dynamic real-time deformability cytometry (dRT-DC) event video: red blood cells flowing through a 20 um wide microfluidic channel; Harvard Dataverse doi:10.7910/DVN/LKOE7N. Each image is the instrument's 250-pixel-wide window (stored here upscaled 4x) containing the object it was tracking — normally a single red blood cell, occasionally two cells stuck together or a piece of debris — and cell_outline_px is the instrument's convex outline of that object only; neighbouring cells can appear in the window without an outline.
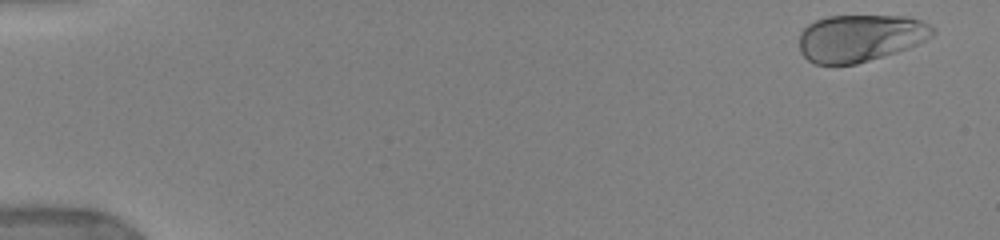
{"species": "human", "species_latin": "Homo sapiens", "temperature_condition": "warm", "stored_images_in_passage": 72, "camera_frame_rate_fps": 3000, "um_per_image_px": 0.085, "donor": {"sex": "female"}, "frame": {"image": 1, "passage_image": 4, "time_ms": 0.667, "image_size_px": [1000, 240], "cell_outline_px": [[936, 32], [932, 36], [908, 48], [896, 52], [856, 64], [816, 64], [808, 60], [800, 52], [800, 32], [808, 24], [816, 20], [828, 16], [908, 16], [920, 20], [936, 28]], "centroid_in_image_um": [73.12, 3.22], "position_along_channel_um": 11.9, "area_um2": 36.65}}
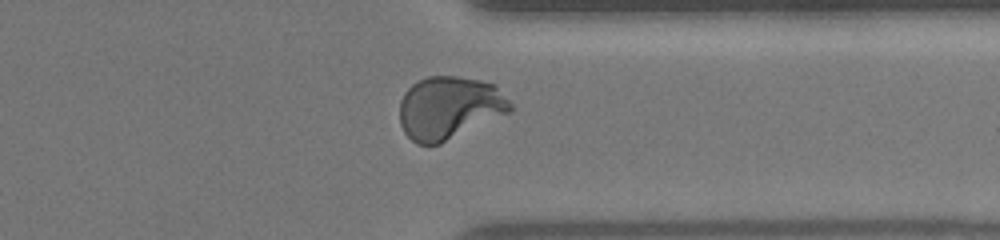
{"frame": {"image": 2, "passage_image": 58, "time_ms": 13.667, "image_size_px": [1000, 240], "cell_outline_px": [[516, 108], [512, 112], [440, 144], [416, 144], [404, 132], [400, 124], [400, 100], [404, 92], [412, 84], [428, 76], [456, 76], [480, 80], [496, 84]], "centroid_in_image_um": [38.23, 9.16], "position_along_channel_um": 373.2, "area_um2": 41.04}}
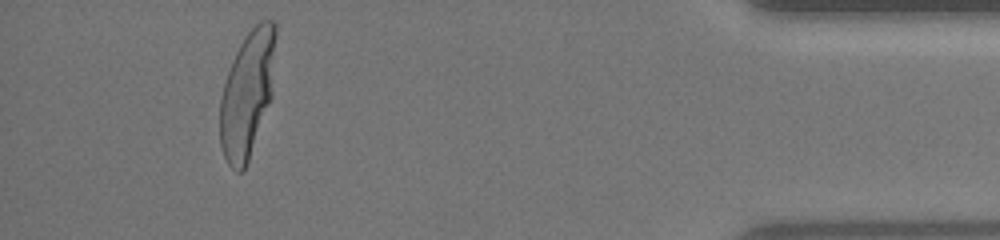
{"frame": {"image": 3, "passage_image": 67, "time_ms": 16.0, "image_size_px": [1000, 240], "cell_outline_px": [[276, 36], [272, 96], [244, 172], [236, 172], [228, 164], [224, 156], [220, 144], [220, 100], [224, 84], [232, 60], [244, 36], [260, 20], [272, 20], [276, 24]], "centroid_in_image_um": [21.03, 7.98], "position_along_channel_um": 414.2, "area_um2": 41.04}, "authors_computed_cell_mechanics": {"area_um2": 38.4081, "velocity_mm_per_s": 3.9213, "shape_relaxation_time_tau1_ms": 3.3672, "shape_relaxation_time_tau2_ms": null, "deformation_change_tau1": 0.1868, "deformation_change_tau2": null}}